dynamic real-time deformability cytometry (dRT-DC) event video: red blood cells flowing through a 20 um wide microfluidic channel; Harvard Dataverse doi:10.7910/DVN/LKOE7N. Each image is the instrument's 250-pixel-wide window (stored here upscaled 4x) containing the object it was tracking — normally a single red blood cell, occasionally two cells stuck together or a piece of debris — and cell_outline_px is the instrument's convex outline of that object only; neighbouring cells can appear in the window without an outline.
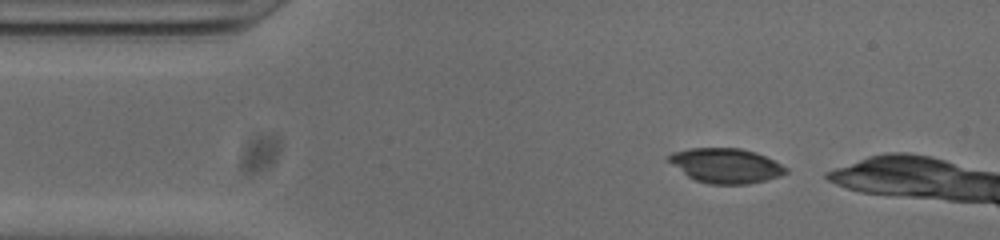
{"species": "common noctule bat (a hibernating species)", "species_latin": "Nyctalus noctula", "temperature_condition": "cold", "stored_images_in_passage": 38, "camera_frame_rate_fps": 3000, "um_per_image_px": 0.085, "animal": {"sex": "male", "body_mass_g": 20.0, "forearm_length_mm": 53.3}, "frame": {"image": 1, "passage_image": 3, "time_ms": 0.667, "image_size_px": [1000, 240], "cell_outline_px": [[788, 172], [780, 176], [748, 184], [708, 184], [696, 180], [688, 176], [664, 160], [672, 152], [688, 148], [740, 148], [756, 152], [788, 168]], "centroid_in_image_um": [61.65, 14.07], "position_along_channel_um": 23.4, "area_um2": 23.76}}
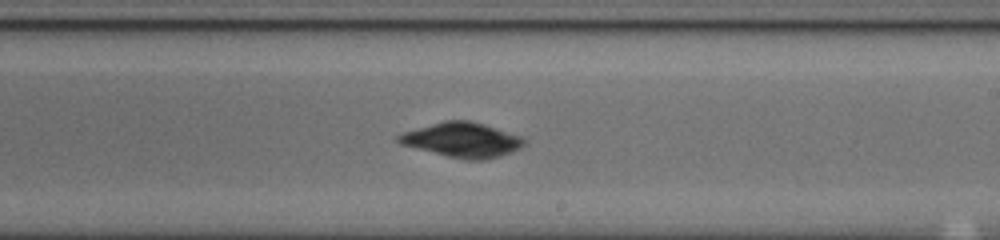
{"frame": {"image": 2, "passage_image": 25, "time_ms": 8.0, "image_size_px": [1000, 240], "cell_outline_px": [[528, 140], [520, 148], [512, 152], [500, 156], [484, 160], [468, 160], [448, 156], [400, 144], [396, 140], [396, 136], [404, 132], [444, 120], [468, 120], [484, 124], [520, 136]], "centroid_in_image_um": [39.3, 11.89], "position_along_channel_um": 249.7, "area_um2": 25.2}}
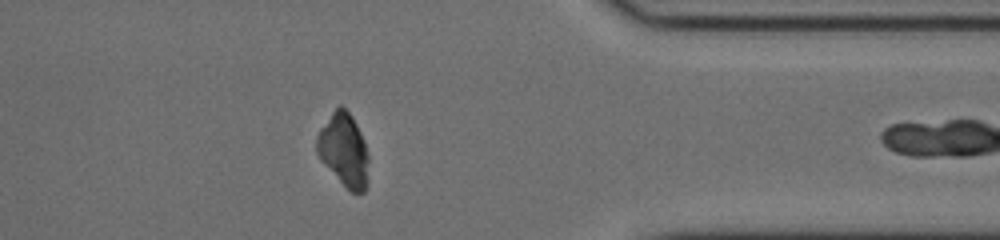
{"frame": {"image": 3, "passage_image": 37, "time_ms": 12.0, "image_size_px": [1000, 240], "cell_outline_px": [[368, 184], [364, 192], [352, 192], [320, 160], [316, 152], [316, 136], [320, 128], [332, 112], [340, 104], [352, 116], [364, 140], [368, 156]], "centroid_in_image_um": [29.22, 12.74], "position_along_channel_um": 382.2, "area_um2": 21.91}}